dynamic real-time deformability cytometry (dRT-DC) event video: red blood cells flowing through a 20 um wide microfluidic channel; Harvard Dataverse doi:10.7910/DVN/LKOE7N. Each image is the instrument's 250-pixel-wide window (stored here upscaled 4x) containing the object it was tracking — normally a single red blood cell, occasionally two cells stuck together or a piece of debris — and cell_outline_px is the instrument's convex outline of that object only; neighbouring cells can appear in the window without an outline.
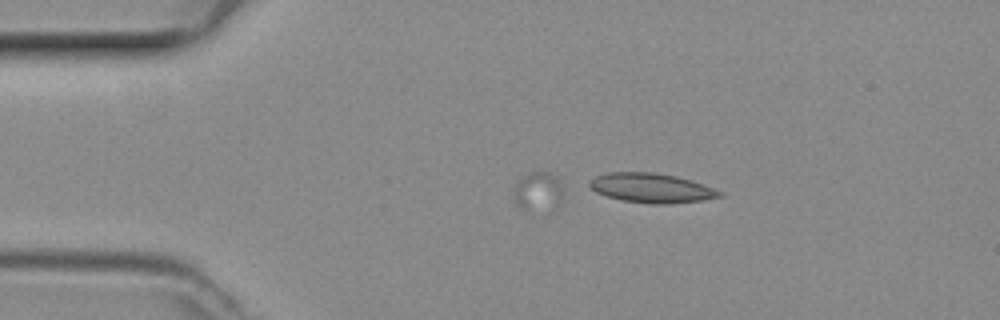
{"species": "common noctule bat (a hibernating species)", "species_latin": "Nyctalus noctula", "temperature_condition": "room temperature", "stored_images_in_passage": 13, "camera_frame_rate_fps": 3000, "um_per_image_px": 0.085, "animal": {"sex": "female", "body_mass_g": 29.2, "forearm_length_mm": 56.3}, "frame": {"image": 1, "passage_image": 1, "time_ms": 0.0, "image_size_px": [1000, 320], "cell_outline_px": [[724, 196], [700, 200], [664, 204], [652, 204], [624, 200], [608, 196], [596, 192], [588, 184], [588, 180], [596, 176], [608, 172], [652, 172], [676, 176], [724, 192]], "centroid_in_image_um": [55.34, 15.97], "position_along_channel_um": 29.7, "area_um2": 21.96}}
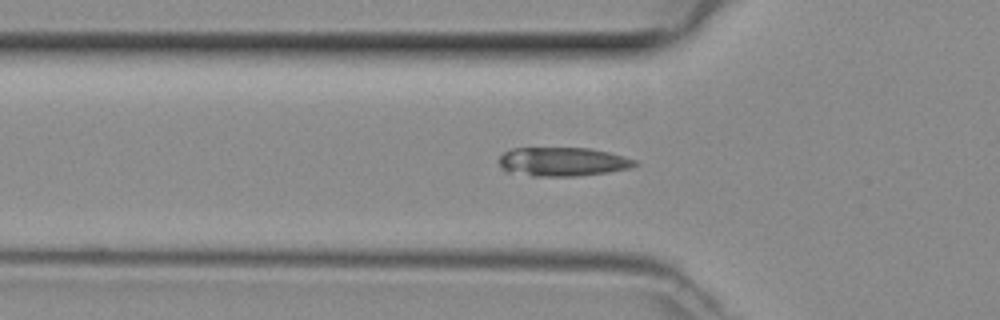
{"frame": {"image": 2, "passage_image": 8, "time_ms": 2.333, "image_size_px": [1000, 320], "cell_outline_px": [[640, 164], [628, 168], [608, 172], [576, 176], [532, 176], [508, 172], [500, 164], [500, 156], [504, 152], [512, 148], [592, 148], [624, 156], [636, 160]], "centroid_in_image_um": [47.85, 13.74], "position_along_channel_um": 78.0, "area_um2": 22.83}}